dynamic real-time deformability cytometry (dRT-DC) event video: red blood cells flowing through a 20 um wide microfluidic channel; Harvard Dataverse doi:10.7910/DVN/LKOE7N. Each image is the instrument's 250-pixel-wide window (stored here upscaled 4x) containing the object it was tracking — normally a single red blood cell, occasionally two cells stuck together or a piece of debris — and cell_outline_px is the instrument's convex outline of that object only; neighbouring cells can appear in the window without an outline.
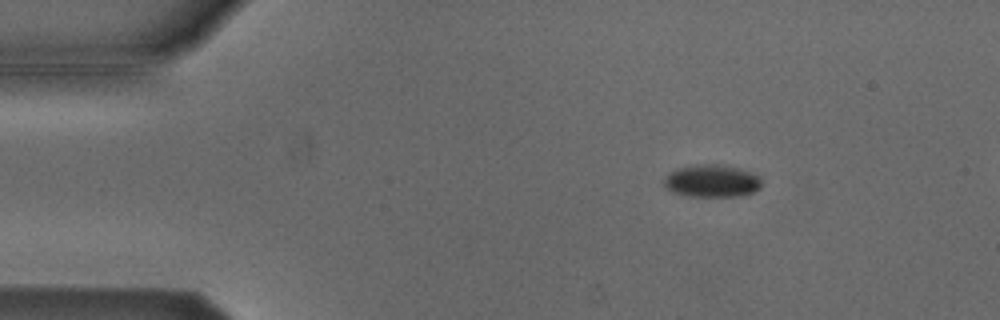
{"species": "Egyptian fruit bat (a non-hibernating species)", "species_latin": "Rousettus aegyptiacus", "temperature_condition": "cold", "stored_images_in_passage": 6, "camera_frame_rate_fps": 3000, "um_per_image_px": 0.085, "animal": {"sex": "male"}, "frame": {"image": 1, "passage_image": 3, "time_ms": 0.667, "image_size_px": [1000, 320], "cell_outline_px": [[760, 188], [756, 192], [740, 196], [684, 196], [672, 192], [664, 188], [664, 176], [668, 172], [676, 168], [696, 164], [724, 164], [740, 168], [752, 172], [760, 176]], "centroid_in_image_um": [60.48, 15.37], "position_along_channel_um": 24.5, "area_um2": 19.02}}